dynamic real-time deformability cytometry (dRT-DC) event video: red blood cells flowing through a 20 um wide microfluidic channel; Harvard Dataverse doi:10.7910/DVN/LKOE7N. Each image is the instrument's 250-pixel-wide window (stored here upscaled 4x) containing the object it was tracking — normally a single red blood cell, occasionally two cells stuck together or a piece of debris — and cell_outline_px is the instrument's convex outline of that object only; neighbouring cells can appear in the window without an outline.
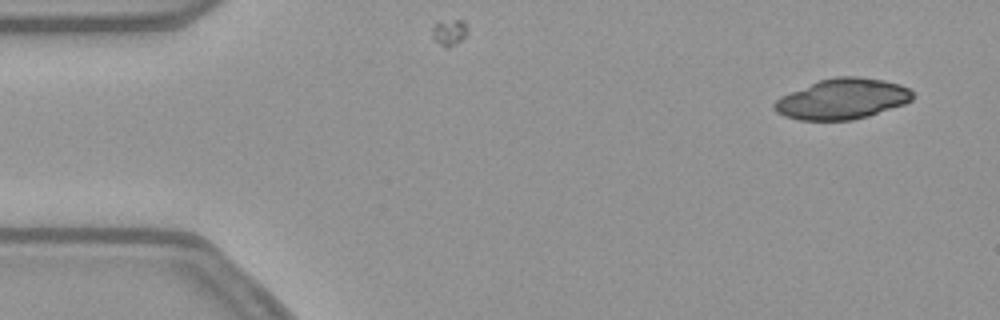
{"species": "common noctule bat (a hibernating species)", "species_latin": "Nyctalus noctula", "temperature_condition": "warm", "stored_images_in_passage": 51, "camera_frame_rate_fps": 3000, "um_per_image_px": 0.085, "animal": {"sex": "female", "body_mass_g": 21.9}, "frame": {"image": 1, "passage_image": 1, "time_ms": 0.0, "image_size_px": [1000, 320], "cell_outline_px": [[916, 96], [912, 100], [904, 104], [868, 116], [852, 120], [800, 120], [784, 116], [776, 112], [772, 108], [772, 104], [780, 96], [820, 80], [836, 76], [856, 76], [884, 80], [900, 84], [908, 88]], "centroid_in_image_um": [71.59, 8.41], "position_along_channel_um": 13.4, "area_um2": 32.71}}